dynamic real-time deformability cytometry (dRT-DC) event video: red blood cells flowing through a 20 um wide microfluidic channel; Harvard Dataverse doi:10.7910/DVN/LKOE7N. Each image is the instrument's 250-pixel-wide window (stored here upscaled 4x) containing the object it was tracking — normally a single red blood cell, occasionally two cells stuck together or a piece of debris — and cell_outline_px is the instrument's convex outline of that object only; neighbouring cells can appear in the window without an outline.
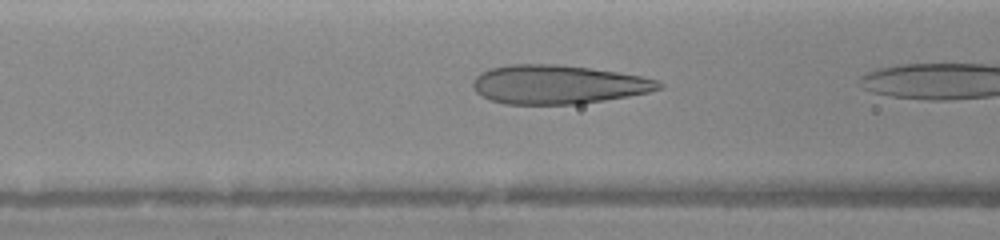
{"species": "human", "species_latin": "Homo sapiens", "temperature_condition": "warm", "stored_images_in_passage": 19, "camera_frame_rate_fps": 3000, "um_per_image_px": 0.085, "donor": {"sex": "female"}, "frame": {"image": 1, "passage_image": 16, "time_ms": 4.667, "image_size_px": [1000, 240], "cell_outline_px": [[664, 88], [648, 92], [628, 96], [580, 104], [504, 104], [480, 96], [476, 92], [472, 84], [476, 76], [480, 72], [488, 68], [508, 64], [556, 64], [588, 68], [616, 72], [640, 76], [660, 80], [664, 84]], "centroid_in_image_um": [47.42, 7.18], "position_along_channel_um": 119.2, "area_um2": 42.25}}